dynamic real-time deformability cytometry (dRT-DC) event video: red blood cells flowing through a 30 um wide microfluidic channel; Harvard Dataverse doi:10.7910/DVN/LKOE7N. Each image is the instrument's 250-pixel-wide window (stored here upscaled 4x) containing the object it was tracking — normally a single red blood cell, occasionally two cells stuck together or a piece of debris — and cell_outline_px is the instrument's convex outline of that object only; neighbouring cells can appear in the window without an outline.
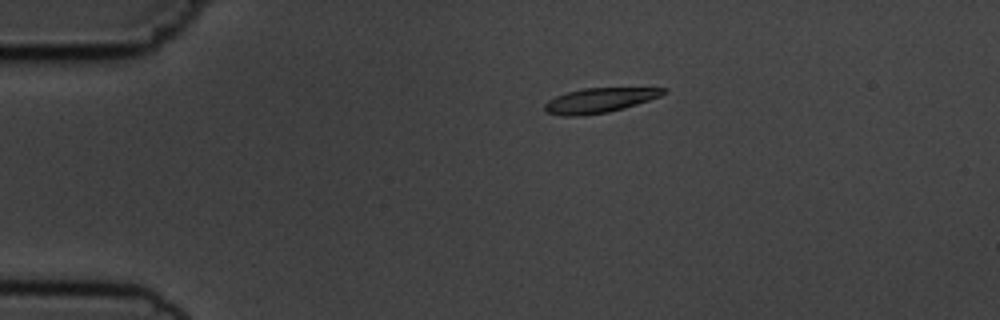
{"species": "common noctule bat (a hibernating species)", "species_latin": "Nyctalus noctula", "temperature_condition": "cold", "stored_images_in_passage": 14, "camera_frame_rate_fps": 3000, "um_per_image_px": 0.085, "animal": {"sex": "male", "body_mass_g": 19.5, "forearm_length_mm": 54.6}, "frame": {"image": 1, "passage_image": 4, "time_ms": 3.333, "image_size_px": [1000, 320], "cell_outline_px": [[668, 92], [660, 96], [624, 108], [608, 112], [576, 116], [564, 116], [544, 112], [544, 104], [548, 100], [556, 96], [568, 92], [584, 88], [668, 88]], "centroid_in_image_um": [50.93, 8.53], "position_along_channel_um": 34.1, "area_um2": 16.99}}
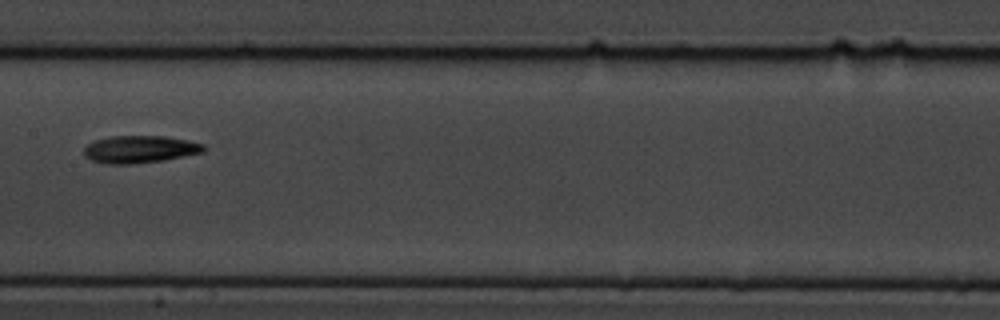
{"frame": {"image": 2, "passage_image": 8, "time_ms": 9.0, "image_size_px": [1000, 320], "cell_outline_px": [[204, 152], [164, 160], [132, 164], [104, 164], [92, 160], [84, 156], [84, 148], [88, 144], [96, 140], [112, 136], [164, 136], [188, 140], [204, 144]], "centroid_in_image_um": [11.88, 12.69], "position_along_channel_um": 195.5, "area_um2": 19.07}}
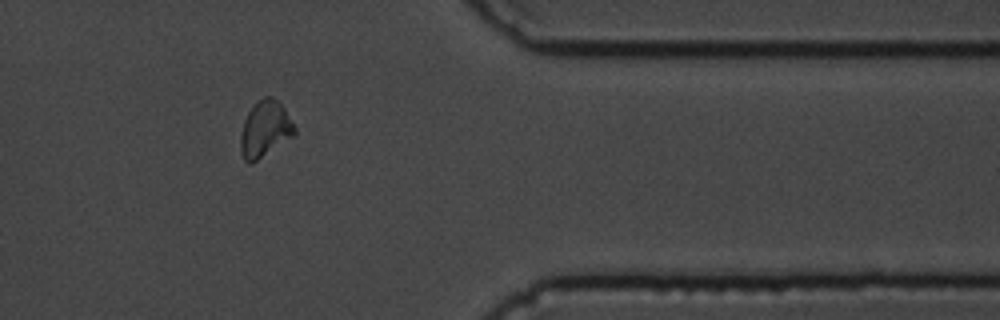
{"frame": {"image": 3, "passage_image": 13, "time_ms": 14.667, "image_size_px": [1000, 320], "cell_outline_px": [[296, 132], [292, 136], [252, 164], [248, 164], [244, 160], [240, 152], [240, 136], [244, 120], [248, 112], [264, 96], [272, 96], [284, 108], [296, 128]], "centroid_in_image_um": [22.5, 11.0], "position_along_channel_um": 388.9, "area_um2": 17.46}, "authors_computed_cell_mechanics": {"area_um2": 17.3978, "velocity_mm_per_s": 3.6911, "shape_relaxation_time_tau1_ms": 1.8275, "shape_relaxation_time_tau2_ms": null, "deformation_change_tau1": 0.089, "deformation_change_tau2": null}}